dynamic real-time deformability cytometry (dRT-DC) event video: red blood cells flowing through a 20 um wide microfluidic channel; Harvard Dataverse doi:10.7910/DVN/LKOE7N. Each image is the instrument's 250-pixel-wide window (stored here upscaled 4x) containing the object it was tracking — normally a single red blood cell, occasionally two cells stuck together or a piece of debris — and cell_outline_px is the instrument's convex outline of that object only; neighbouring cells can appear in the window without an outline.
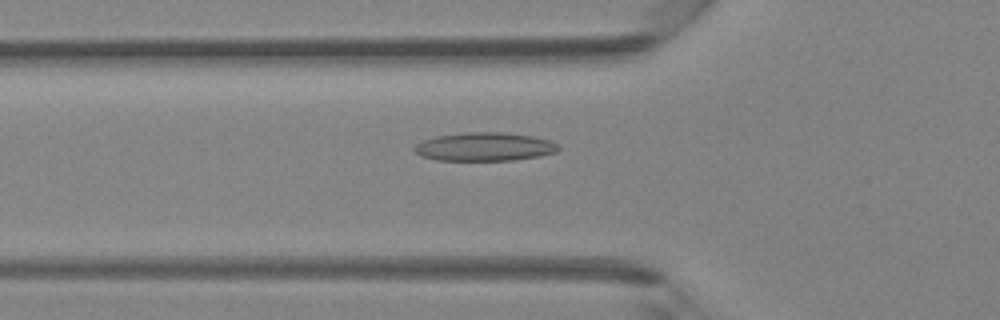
{"species": "Egyptian fruit bat (a non-hibernating species)", "species_latin": "Rousettus aegyptiacus", "temperature_condition": "room temperature", "stored_images_in_passage": 33, "camera_frame_rate_fps": 3000, "um_per_image_px": 0.085, "animal": {"sex": "female"}, "frame": {"image": 1, "passage_image": 6, "time_ms": 1.667, "image_size_px": [1000, 320], "cell_outline_px": [[560, 148], [556, 152], [540, 156], [516, 160], [436, 160], [420, 156], [412, 148], [416, 144], [424, 140], [436, 136], [464, 132], [500, 132], [532, 136], [548, 140], [556, 144]], "centroid_in_image_um": [41.16, 12.47], "position_along_channel_um": 84.6, "area_um2": 23.87}}
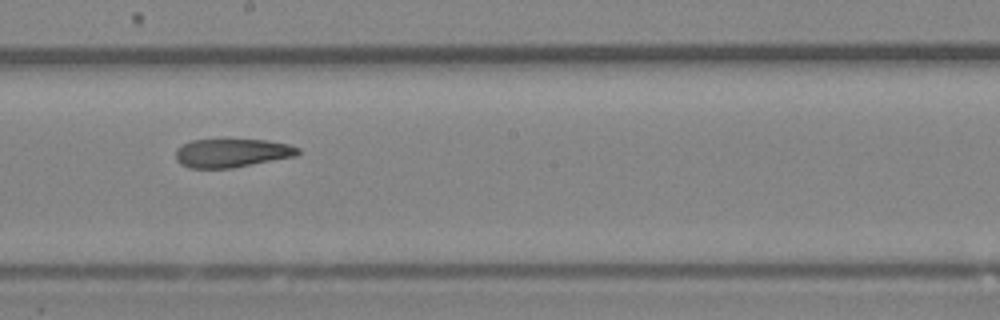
{"frame": {"image": 2, "passage_image": 15, "time_ms": 4.667, "image_size_px": [1000, 320], "cell_outline_px": [[300, 152], [296, 156], [232, 168], [188, 168], [180, 164], [176, 160], [176, 148], [192, 140], [264, 140], [288, 144], [300, 148]], "centroid_in_image_um": [19.7, 13.01], "position_along_channel_um": 228.5, "area_um2": 20.29}}
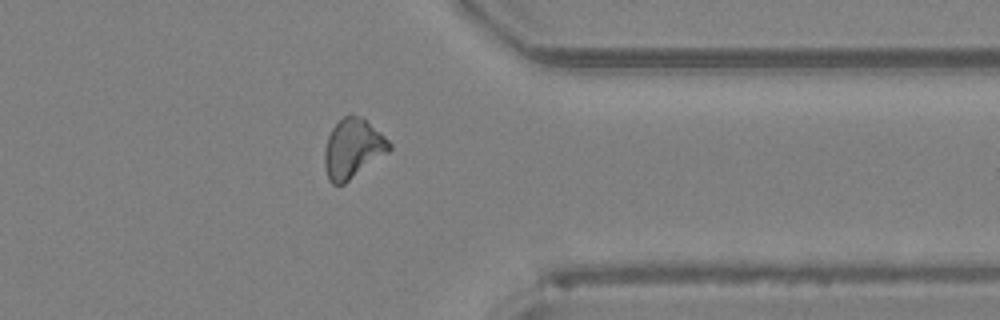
{"frame": {"image": 3, "passage_image": 25, "time_ms": 8.0, "image_size_px": [1000, 320], "cell_outline_px": [[392, 148], [388, 152], [344, 184], [332, 184], [328, 180], [324, 168], [324, 148], [328, 136], [332, 128], [344, 116], [364, 116], [392, 144]], "centroid_in_image_um": [29.98, 12.63], "position_along_channel_um": 381.4, "area_um2": 22.43}}